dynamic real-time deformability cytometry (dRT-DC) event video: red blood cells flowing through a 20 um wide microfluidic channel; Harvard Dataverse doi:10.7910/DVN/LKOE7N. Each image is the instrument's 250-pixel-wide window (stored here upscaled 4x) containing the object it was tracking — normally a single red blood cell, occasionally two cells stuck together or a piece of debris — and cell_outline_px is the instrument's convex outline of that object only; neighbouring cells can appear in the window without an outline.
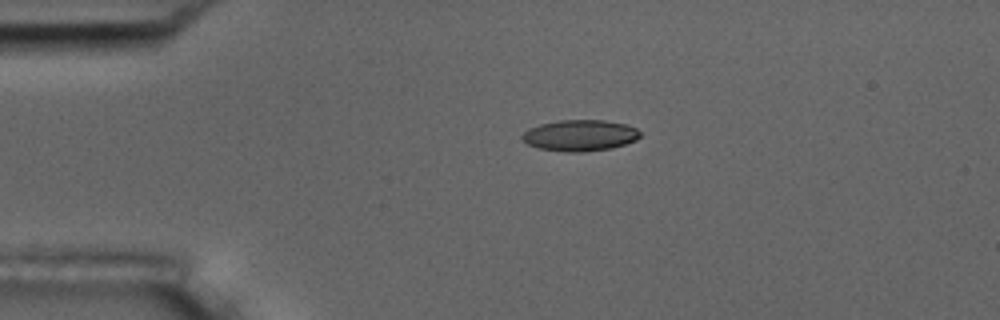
{"species": "common noctule bat (a hibernating species)", "species_latin": "Nyctalus noctula", "temperature_condition": "room temperature", "stored_images_in_passage": 3, "camera_frame_rate_fps": 3000, "um_per_image_px": 0.085, "animal": {"sex": "male", "body_mass_g": 17.5, "forearm_length_mm": 52.3}, "frame": {"image": 1, "passage_image": 2, "time_ms": 2.0, "image_size_px": [1000, 320], "cell_outline_px": [[640, 136], [636, 140], [612, 148], [584, 152], [564, 152], [540, 148], [528, 144], [520, 140], [520, 136], [528, 128], [540, 124], [560, 120], [604, 120], [624, 124], [636, 128], [640, 132]], "centroid_in_image_um": [49.26, 11.51], "position_along_channel_um": 35.7, "area_um2": 21.5}}